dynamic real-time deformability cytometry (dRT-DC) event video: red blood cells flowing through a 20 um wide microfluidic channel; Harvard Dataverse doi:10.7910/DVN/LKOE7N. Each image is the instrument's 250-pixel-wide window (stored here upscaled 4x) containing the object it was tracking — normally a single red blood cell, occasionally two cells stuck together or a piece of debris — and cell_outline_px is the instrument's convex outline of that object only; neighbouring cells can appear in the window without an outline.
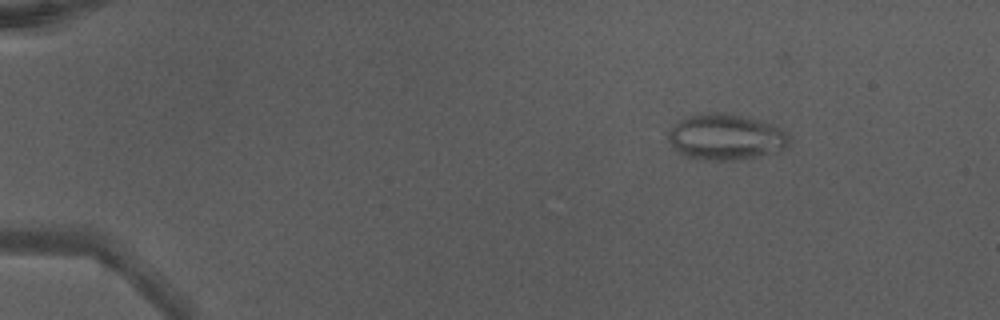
{"species": "Egyptian fruit bat (a non-hibernating species)", "species_latin": "Rousettus aegyptiacus", "temperature_condition": "warm", "stored_images_in_passage": 49, "camera_frame_rate_fps": 3000, "um_per_image_px": 0.085, "animal": {"sex": "male"}, "frame": {"image": 1, "passage_image": 8, "time_ms": 2.333, "image_size_px": [1000, 320], "cell_outline_px": [[788, 144], [780, 152], [736, 160], [704, 160], [688, 156], [680, 152], [668, 140], [668, 132], [680, 120], [688, 116], [704, 112], [724, 112], [772, 124], [780, 128], [788, 136]], "centroid_in_image_um": [61.7, 11.64], "position_along_channel_um": 23.3, "area_um2": 32.02}}
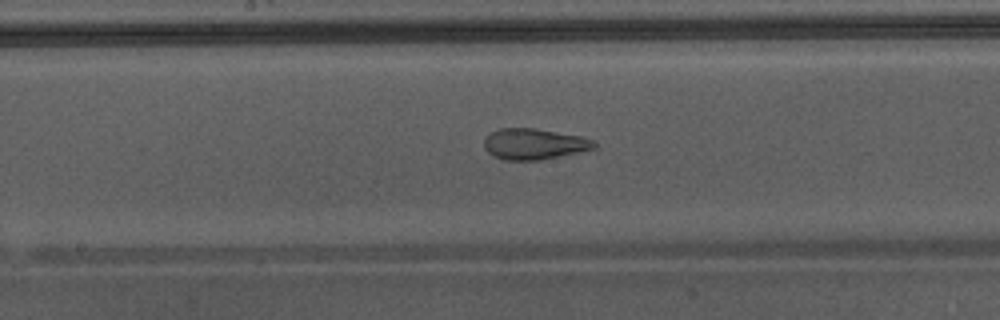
{"frame": {"image": 2, "passage_image": 28, "time_ms": 9.0, "image_size_px": [1000, 320], "cell_outline_px": [[596, 148], [540, 160], [504, 160], [488, 152], [484, 148], [484, 140], [492, 132], [500, 128], [536, 128], [580, 136], [592, 140], [596, 144]], "centroid_in_image_um": [45.39, 12.23], "position_along_channel_um": 202.8, "area_um2": 19.59}, "authors_computed_cell_mechanics": {"area_um2": 26.1256, "velocity_mm_per_s": 4.4113, "shape_relaxation_time_tau1_ms": null, "shape_relaxation_time_tau2_ms": 1.1974, "deformation_change_tau1": null, "deformation_change_tau2": 0.0993}}